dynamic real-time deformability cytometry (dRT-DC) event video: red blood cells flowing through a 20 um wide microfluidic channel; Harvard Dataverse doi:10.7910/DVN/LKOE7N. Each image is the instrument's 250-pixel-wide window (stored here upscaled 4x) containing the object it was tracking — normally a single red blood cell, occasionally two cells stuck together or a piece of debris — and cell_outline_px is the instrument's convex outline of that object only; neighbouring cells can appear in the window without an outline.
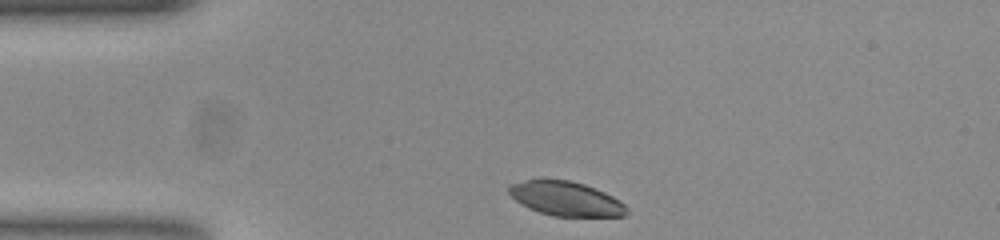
{"species": "common noctule bat (a hibernating species)", "species_latin": "Nyctalus noctula", "temperature_condition": "room temperature", "stored_images_in_passage": 33, "camera_frame_rate_fps": 3000, "um_per_image_px": 0.085, "animal": {"sex": "female", "body_mass_g": 23.0, "forearm_length_mm": 53.4}, "frame": {"image": 1, "passage_image": 1, "time_ms": 0.0, "image_size_px": [1000, 240], "cell_outline_px": [[628, 212], [624, 216], [552, 216], [528, 208], [516, 200], [508, 192], [508, 188], [512, 184], [528, 180], [568, 180], [584, 184], [604, 192], [620, 200], [628, 208]], "centroid_in_image_um": [48.13, 16.9], "position_along_channel_um": 36.9, "area_um2": 23.24}}
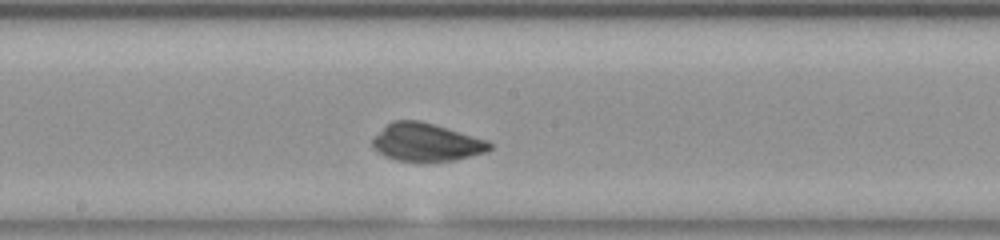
{"frame": {"image": 2, "passage_image": 18, "time_ms": 5.667, "image_size_px": [1000, 240], "cell_outline_px": [[492, 148], [488, 152], [456, 160], [420, 164], [396, 160], [384, 156], [372, 144], [372, 140], [392, 120], [420, 120], [488, 140], [492, 144]], "centroid_in_image_um": [36.29, 12.14], "position_along_channel_um": 211.9, "area_um2": 26.3}}
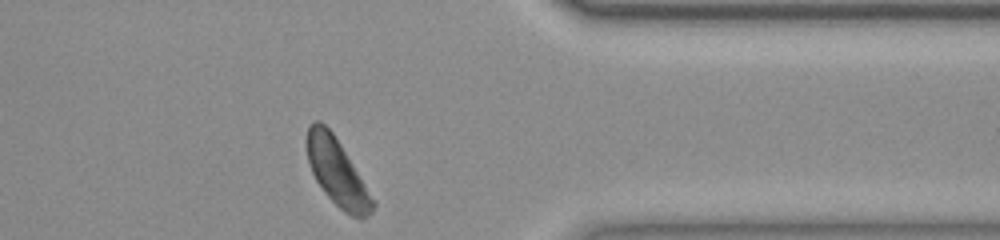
{"frame": {"image": 3, "passage_image": 33, "time_ms": 10.667, "image_size_px": [1000, 240], "cell_outline_px": [[376, 204], [372, 212], [368, 216], [352, 216], [344, 212], [324, 192], [316, 180], [312, 172], [308, 160], [308, 128], [316, 120], [320, 120], [332, 132], [376, 200]], "centroid_in_image_um": [28.69, 14.68], "position_along_channel_um": 382.7, "area_um2": 25.03}, "authors_computed_cell_mechanics": {"area_um2": 25.432, "velocity_mm_per_s": 3.7034, "shape_relaxation_time_tau1_ms": 5.4579, "shape_relaxation_time_tau2_ms": 1.0667, "deformation_change_tau1": 0.3327, "deformation_change_tau2": 0.0605}}